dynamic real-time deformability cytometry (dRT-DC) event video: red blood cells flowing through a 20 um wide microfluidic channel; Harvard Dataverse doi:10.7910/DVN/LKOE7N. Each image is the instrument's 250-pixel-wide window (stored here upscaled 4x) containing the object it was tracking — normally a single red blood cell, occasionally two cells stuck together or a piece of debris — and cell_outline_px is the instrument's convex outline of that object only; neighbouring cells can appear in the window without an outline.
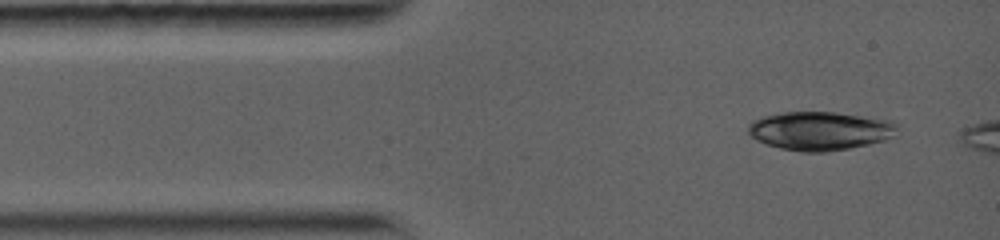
{"species": "common noctule bat (a hibernating species)", "species_latin": "Nyctalus noctula", "temperature_condition": "warm", "stored_images_in_passage": 3, "camera_frame_rate_fps": 5000, "um_per_image_px": 0.085, "animal": {"sex": "female", "body_mass_g": 19.0, "forearm_length_mm": 56.7}, "frame": {"image": 1, "passage_image": 1, "time_ms": 0.0, "image_size_px": [1000, 240], "cell_outline_px": [[896, 128], [892, 136], [884, 140], [868, 144], [828, 152], [800, 152], [780, 148], [756, 140], [748, 132], [748, 124], [752, 120], [764, 116], [784, 112], [836, 112], [892, 120], [896, 124]], "centroid_in_image_um": [69.67, 11.12], "position_along_channel_um": 15.3, "area_um2": 33.47}}